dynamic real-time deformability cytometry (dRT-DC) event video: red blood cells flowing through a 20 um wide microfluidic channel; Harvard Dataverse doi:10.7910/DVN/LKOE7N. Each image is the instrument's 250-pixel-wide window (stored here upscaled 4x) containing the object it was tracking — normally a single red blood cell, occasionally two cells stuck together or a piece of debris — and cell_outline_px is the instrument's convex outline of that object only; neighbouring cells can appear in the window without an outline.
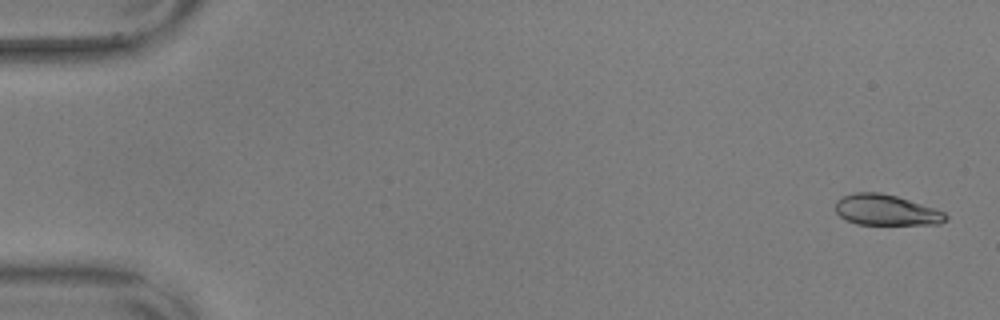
{"species": "common noctule bat (a hibernating species)", "species_latin": "Nyctalus noctula", "temperature_condition": "warm", "stored_images_in_passage": 56, "camera_frame_rate_fps": 3000, "um_per_image_px": 0.085, "animal": {"sex": "male", "body_mass_g": 17.9, "forearm_length_mm": 54.2}, "frame": {"image": 1, "passage_image": 2, "time_ms": 0.333, "image_size_px": [1000, 320], "cell_outline_px": [[948, 220], [940, 224], [856, 224], [840, 216], [836, 212], [836, 200], [840, 196], [856, 192], [880, 192], [896, 196], [936, 208], [944, 212], [948, 216]], "centroid_in_image_um": [75.33, 17.84], "position_along_channel_um": 9.7, "area_um2": 19.83}}
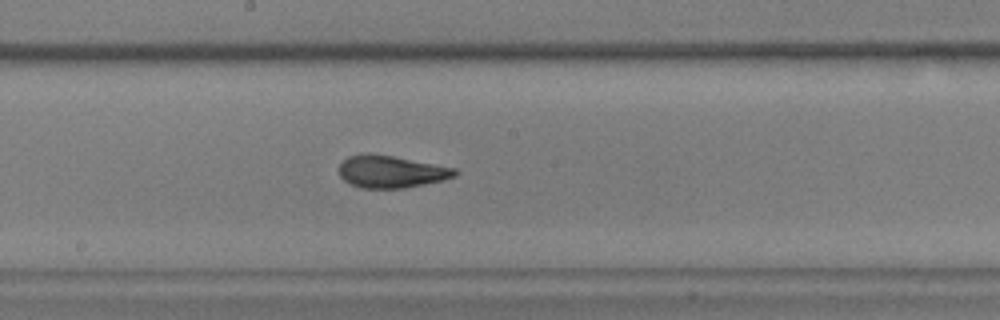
{"frame": {"image": 2, "passage_image": 31, "time_ms": 10.0, "image_size_px": [1000, 320], "cell_outline_px": [[460, 172], [456, 176], [444, 180], [404, 188], [360, 188], [348, 184], [340, 176], [340, 164], [348, 156], [368, 152], [392, 156], [456, 168]], "centroid_in_image_um": [33.25, 14.59], "position_along_channel_um": 215.0, "area_um2": 21.91}}
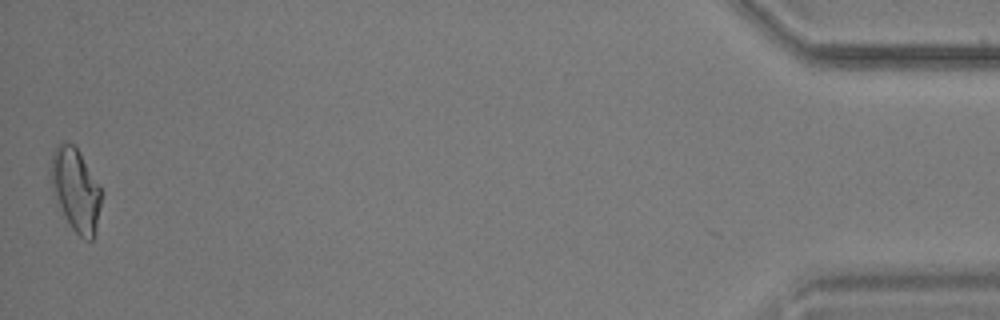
{"frame": {"image": 3, "passage_image": 56, "time_ms": 18.333, "image_size_px": [1000, 320], "cell_outline_px": [[104, 192], [96, 232], [92, 240], [84, 240], [72, 228], [56, 204], [48, 180], [52, 152], [60, 140], [64, 140], [72, 144], [80, 152]], "centroid_in_image_um": [6.42, 16.11], "position_along_channel_um": 428.8, "area_um2": 25.43}, "authors_computed_cell_mechanics": {"area_um2": 21.4149, "velocity_mm_per_s": 3.5953, "shape_relaxation_time_tau1_ms": 7.6961, "shape_relaxation_time_tau2_ms": 1.6995, "deformation_change_tau1": 0.2134, "deformation_change_tau2": 0.0737}}